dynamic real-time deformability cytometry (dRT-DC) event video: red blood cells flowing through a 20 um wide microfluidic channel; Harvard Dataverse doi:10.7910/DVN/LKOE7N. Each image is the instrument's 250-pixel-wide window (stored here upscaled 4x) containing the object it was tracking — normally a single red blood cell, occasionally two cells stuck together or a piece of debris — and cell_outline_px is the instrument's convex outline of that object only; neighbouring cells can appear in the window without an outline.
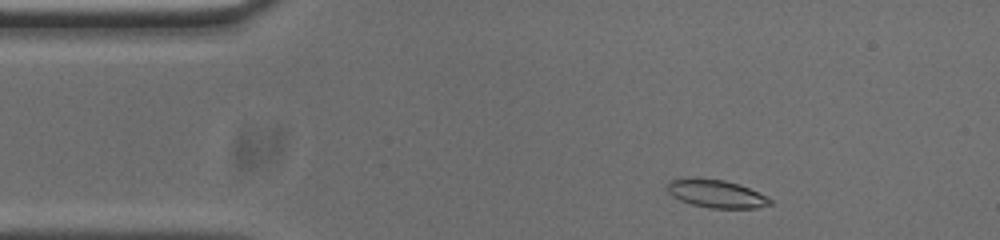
{"species": "common noctule bat (a hibernating species)", "species_latin": "Nyctalus noctula", "temperature_condition": "cold", "stored_images_in_passage": 48, "camera_frame_rate_fps": 3000, "um_per_image_px": 0.085, "animal": {"sex": "male", "body_mass_g": 20.0, "forearm_length_mm": 53.3}, "frame": {"image": 1, "passage_image": 2, "time_ms": 0.333, "image_size_px": [1000, 240], "cell_outline_px": [[772, 204], [756, 208], [712, 208], [692, 204], [680, 200], [672, 196], [668, 192], [668, 180], [724, 180], [740, 184], [768, 196], [772, 200]], "centroid_in_image_um": [60.97, 16.5], "position_along_channel_um": 24.0, "area_um2": 16.24}}
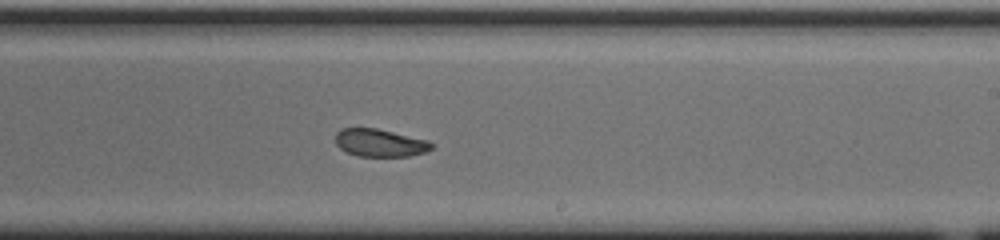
{"frame": {"image": 2, "passage_image": 25, "time_ms": 8.0, "image_size_px": [1000, 240], "cell_outline_px": [[432, 148], [424, 152], [408, 156], [356, 156], [340, 148], [336, 144], [336, 132], [340, 128], [376, 128], [428, 140], [432, 144]], "centroid_in_image_um": [32.26, 12.13], "position_along_channel_um": 256.7, "area_um2": 15.37}}
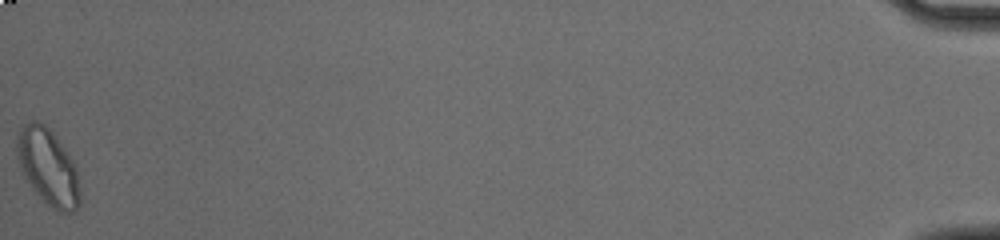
{"frame": {"image": 3, "passage_image": 48, "time_ms": 15.667, "image_size_px": [1000, 240], "cell_outline_px": [[80, 204], [72, 212], [60, 212], [44, 204], [24, 180], [16, 156], [16, 132], [24, 124], [32, 120], [36, 120], [44, 124], [56, 136], [76, 164], [80, 192]], "centroid_in_image_um": [4.05, 14.2], "position_along_channel_um": 431.2, "area_um2": 28.84}, "authors_computed_cell_mechanics": {"area_um2": 16.9643, "velocity_mm_per_s": 3.7312, "shape_relaxation_time_tau1_ms": null, "shape_relaxation_time_tau2_ms": 2.8033, "deformation_change_tau1": null, "deformation_change_tau2": 0.0724}}